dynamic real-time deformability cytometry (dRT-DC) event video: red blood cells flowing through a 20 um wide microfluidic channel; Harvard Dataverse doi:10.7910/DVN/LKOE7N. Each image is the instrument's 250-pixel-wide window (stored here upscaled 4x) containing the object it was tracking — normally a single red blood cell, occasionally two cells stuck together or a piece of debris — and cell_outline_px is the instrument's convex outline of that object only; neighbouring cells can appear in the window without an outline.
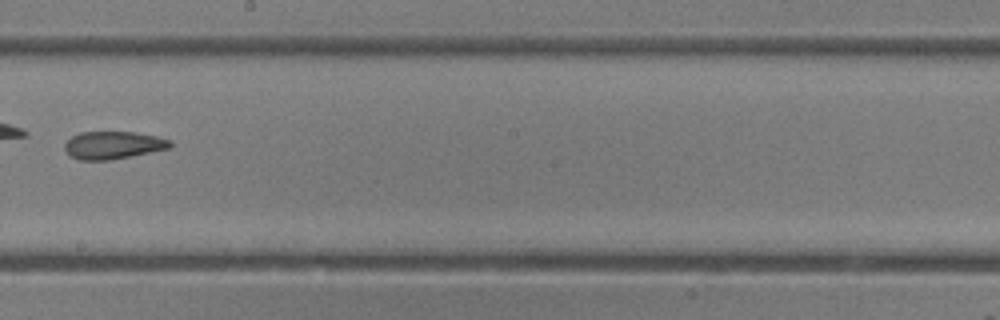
{"species": "common noctule bat (a hibernating species)", "species_latin": "Nyctalus noctula", "temperature_condition": "room temperature", "stored_images_in_passage": 41, "camera_frame_rate_fps": 3000, "um_per_image_px": 0.085, "animal": {"sex": "female"}, "frame": {"image": 1, "passage_image": 24, "time_ms": 7.667, "image_size_px": [1000, 320], "cell_outline_px": [[172, 148], [112, 160], [76, 160], [64, 148], [64, 144], [72, 136], [80, 132], [136, 132], [156, 136], [172, 140]], "centroid_in_image_um": [9.66, 12.34], "position_along_channel_um": 238.5, "area_um2": 17.17}}